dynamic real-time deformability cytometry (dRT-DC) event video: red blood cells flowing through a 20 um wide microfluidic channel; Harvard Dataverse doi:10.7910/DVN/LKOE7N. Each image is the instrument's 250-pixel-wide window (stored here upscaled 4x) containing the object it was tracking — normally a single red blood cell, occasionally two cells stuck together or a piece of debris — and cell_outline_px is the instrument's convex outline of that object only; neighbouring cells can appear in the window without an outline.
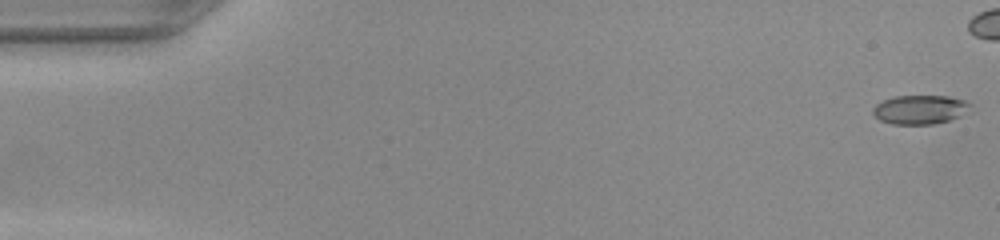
{"species": "common noctule bat (a hibernating species)", "species_latin": "Nyctalus noctula", "temperature_condition": "warm", "stored_images_in_passage": 41, "camera_frame_rate_fps": 3000, "um_per_image_px": 0.085, "animal": {"sex": "female", "body_mass_g": 22.0, "forearm_length_mm": 56.7}, "frame": {"image": 1, "passage_image": 1, "time_ms": 0.0, "image_size_px": [1000, 240], "cell_outline_px": [[972, 104], [956, 116], [948, 120], [932, 124], [892, 124], [880, 120], [872, 116], [872, 108], [880, 100], [892, 96], [948, 96], [964, 100]], "centroid_in_image_um": [78.06, 9.3], "position_along_channel_um": 6.9, "area_um2": 16.3}}
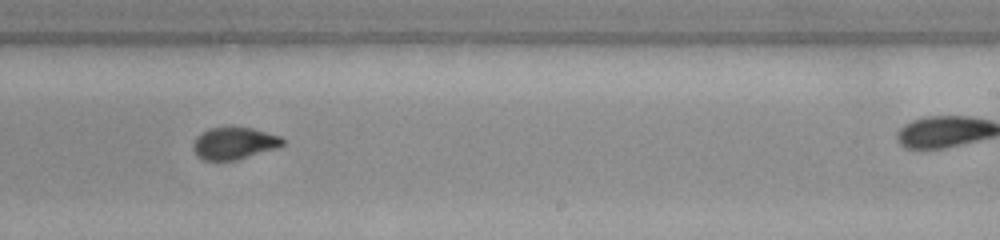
{"frame": {"image": 2, "passage_image": 31, "time_ms": 10.0, "image_size_px": [1000, 240], "cell_outline_px": [[284, 144], [280, 148], [236, 160], [204, 160], [196, 156], [192, 148], [192, 144], [196, 136], [208, 128], [252, 128], [280, 136], [284, 140]], "centroid_in_image_um": [19.9, 12.19], "position_along_channel_um": 269.1, "area_um2": 16.82}}
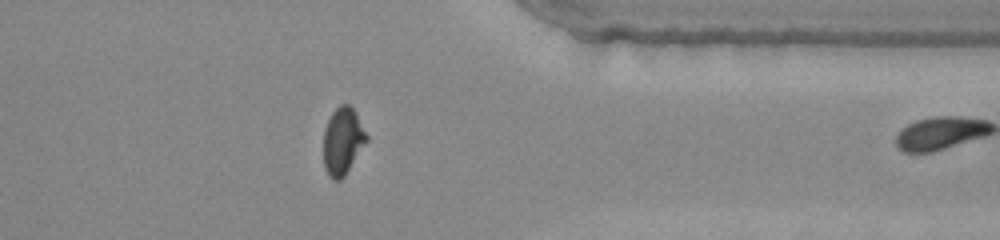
{"frame": {"image": 3, "passage_image": 40, "time_ms": 13.0, "image_size_px": [1000, 240], "cell_outline_px": [[368, 140], [344, 176], [340, 180], [332, 180], [328, 176], [324, 168], [324, 128], [332, 112], [340, 104], [348, 104], [356, 112], [368, 136]], "centroid_in_image_um": [29.13, 11.99], "position_along_channel_um": 382.3, "area_um2": 16.88}}